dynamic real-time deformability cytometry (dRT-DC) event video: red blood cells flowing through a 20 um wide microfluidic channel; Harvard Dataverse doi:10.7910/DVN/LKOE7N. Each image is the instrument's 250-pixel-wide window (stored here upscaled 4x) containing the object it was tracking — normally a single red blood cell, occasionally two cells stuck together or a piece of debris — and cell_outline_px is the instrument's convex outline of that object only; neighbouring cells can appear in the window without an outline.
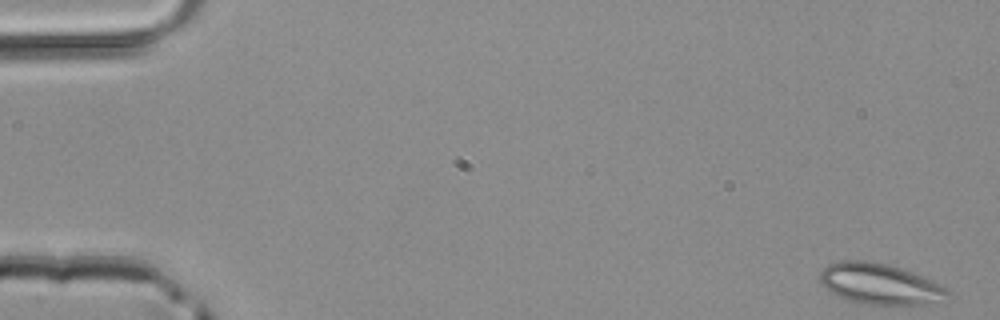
{"species": "common noctule bat (a hibernating species)", "species_latin": "Nyctalus noctula", "temperature_condition": "room temperature", "stored_images_in_passage": 47, "camera_frame_rate_fps": 3000, "um_per_image_px": 0.085, "animal": {"sex": "male", "body_mass_g": 20.4}, "frame": {"image": 1, "passage_image": 1, "time_ms": 0.0, "image_size_px": [1000, 320], "cell_outline_px": [[952, 296], [928, 304], [868, 304], [848, 300], [836, 296], [828, 292], [820, 280], [820, 272], [828, 264], [840, 260], [864, 260], [888, 264], [912, 272], [940, 284], [952, 292]], "centroid_in_image_um": [74.78, 24.13], "position_along_channel_um": 10.2, "area_um2": 30.4}}
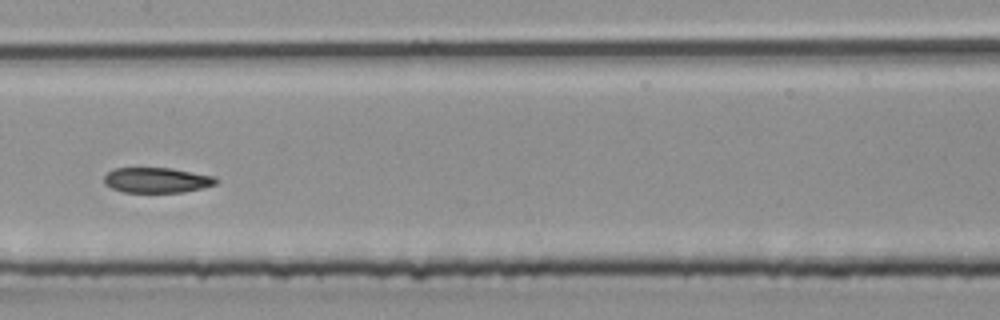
{"frame": {"image": 2, "passage_image": 24, "time_ms": 7.667, "image_size_px": [1000, 320], "cell_outline_px": [[220, 180], [216, 184], [204, 188], [184, 192], [124, 192], [112, 188], [104, 184], [104, 176], [112, 168], [172, 168], [216, 176]], "centroid_in_image_um": [13.37, 15.31], "position_along_channel_um": 194.0, "area_um2": 16.7}}
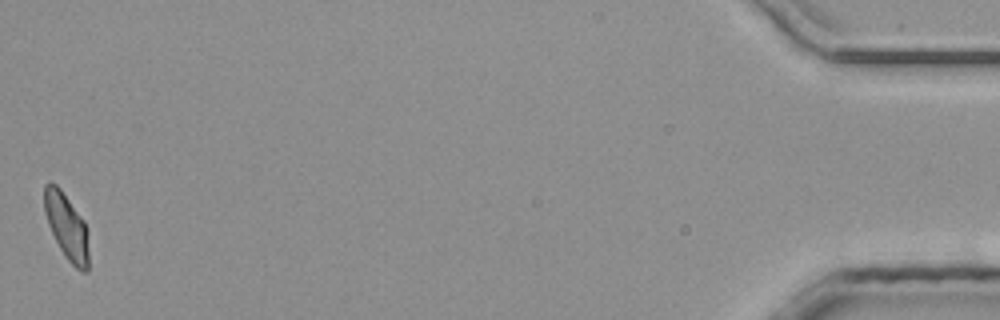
{"frame": {"image": 3, "passage_image": 47, "time_ms": 15.333, "image_size_px": [1000, 320], "cell_outline_px": [[88, 272], [80, 272], [64, 256], [48, 224], [44, 212], [44, 184], [56, 184], [60, 188], [84, 220], [88, 232]], "centroid_in_image_um": [5.68, 19.28], "position_along_channel_um": 429.5, "area_um2": 17.05}}